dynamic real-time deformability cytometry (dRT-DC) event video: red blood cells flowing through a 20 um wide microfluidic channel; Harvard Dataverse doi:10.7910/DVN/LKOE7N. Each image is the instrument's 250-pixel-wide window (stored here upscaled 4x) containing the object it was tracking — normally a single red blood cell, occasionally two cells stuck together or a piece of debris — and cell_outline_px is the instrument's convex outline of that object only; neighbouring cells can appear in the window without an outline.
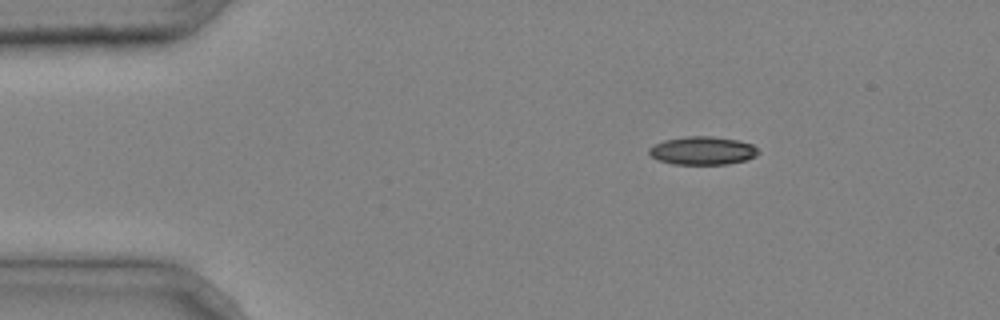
{"species": "common noctule bat (a hibernating species)", "species_latin": "Nyctalus noctula", "temperature_condition": "cold", "stored_images_in_passage": 5, "camera_frame_rate_fps": 3000, "um_per_image_px": 0.085, "animal": {"sex": "male", "body_mass_g": 20.4}, "frame": {"image": 1, "passage_image": 5, "time_ms": 1.333, "image_size_px": [1000, 320], "cell_outline_px": [[760, 152], [756, 156], [744, 160], [728, 164], [672, 164], [656, 160], [648, 152], [648, 148], [652, 144], [664, 140], [684, 136], [712, 136], [736, 140], [752, 144]], "centroid_in_image_um": [59.67, 12.8], "position_along_channel_um": 25.3, "area_um2": 18.09}}